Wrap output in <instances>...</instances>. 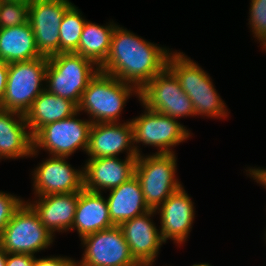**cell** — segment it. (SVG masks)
Masks as SVG:
<instances>
[{
    "instance_id": "obj_1",
    "label": "cell",
    "mask_w": 266,
    "mask_h": 266,
    "mask_svg": "<svg viewBox=\"0 0 266 266\" xmlns=\"http://www.w3.org/2000/svg\"><path fill=\"white\" fill-rule=\"evenodd\" d=\"M167 50L116 26L108 57L99 69L141 90L167 67Z\"/></svg>"
},
{
    "instance_id": "obj_2",
    "label": "cell",
    "mask_w": 266,
    "mask_h": 266,
    "mask_svg": "<svg viewBox=\"0 0 266 266\" xmlns=\"http://www.w3.org/2000/svg\"><path fill=\"white\" fill-rule=\"evenodd\" d=\"M167 68L176 76L182 90L190 98L195 116L226 117L228 110L213 83L201 67L181 52H170Z\"/></svg>"
},
{
    "instance_id": "obj_3",
    "label": "cell",
    "mask_w": 266,
    "mask_h": 266,
    "mask_svg": "<svg viewBox=\"0 0 266 266\" xmlns=\"http://www.w3.org/2000/svg\"><path fill=\"white\" fill-rule=\"evenodd\" d=\"M132 92L140 96L137 87L99 70L82 93L78 112L89 113L92 123L117 122Z\"/></svg>"
},
{
    "instance_id": "obj_4",
    "label": "cell",
    "mask_w": 266,
    "mask_h": 266,
    "mask_svg": "<svg viewBox=\"0 0 266 266\" xmlns=\"http://www.w3.org/2000/svg\"><path fill=\"white\" fill-rule=\"evenodd\" d=\"M95 65L90 59L74 52L48 57L45 81L48 85L45 89L78 106L82 93L100 70L93 67Z\"/></svg>"
},
{
    "instance_id": "obj_5",
    "label": "cell",
    "mask_w": 266,
    "mask_h": 266,
    "mask_svg": "<svg viewBox=\"0 0 266 266\" xmlns=\"http://www.w3.org/2000/svg\"><path fill=\"white\" fill-rule=\"evenodd\" d=\"M176 157L174 153L138 155L135 176L140 182L146 205L156 210L168 197L182 188L175 179Z\"/></svg>"
},
{
    "instance_id": "obj_6",
    "label": "cell",
    "mask_w": 266,
    "mask_h": 266,
    "mask_svg": "<svg viewBox=\"0 0 266 266\" xmlns=\"http://www.w3.org/2000/svg\"><path fill=\"white\" fill-rule=\"evenodd\" d=\"M48 58L40 57L29 61L9 64L8 79L0 109L25 113L33 101L45 89Z\"/></svg>"
},
{
    "instance_id": "obj_7",
    "label": "cell",
    "mask_w": 266,
    "mask_h": 266,
    "mask_svg": "<svg viewBox=\"0 0 266 266\" xmlns=\"http://www.w3.org/2000/svg\"><path fill=\"white\" fill-rule=\"evenodd\" d=\"M53 236L34 209L24 202L2 231L0 245L7 253L34 255L50 246Z\"/></svg>"
},
{
    "instance_id": "obj_8",
    "label": "cell",
    "mask_w": 266,
    "mask_h": 266,
    "mask_svg": "<svg viewBox=\"0 0 266 266\" xmlns=\"http://www.w3.org/2000/svg\"><path fill=\"white\" fill-rule=\"evenodd\" d=\"M73 116L49 123L40 128L33 137L31 156L38 153V148L47 149L52 156L69 157L81 148L87 151L89 132L92 122L76 119Z\"/></svg>"
},
{
    "instance_id": "obj_9",
    "label": "cell",
    "mask_w": 266,
    "mask_h": 266,
    "mask_svg": "<svg viewBox=\"0 0 266 266\" xmlns=\"http://www.w3.org/2000/svg\"><path fill=\"white\" fill-rule=\"evenodd\" d=\"M138 98L150 110L174 119L195 115L190 98L167 67L140 90Z\"/></svg>"
},
{
    "instance_id": "obj_10",
    "label": "cell",
    "mask_w": 266,
    "mask_h": 266,
    "mask_svg": "<svg viewBox=\"0 0 266 266\" xmlns=\"http://www.w3.org/2000/svg\"><path fill=\"white\" fill-rule=\"evenodd\" d=\"M81 241L86 248L76 266H140L131 255L120 226L89 234Z\"/></svg>"
},
{
    "instance_id": "obj_11",
    "label": "cell",
    "mask_w": 266,
    "mask_h": 266,
    "mask_svg": "<svg viewBox=\"0 0 266 266\" xmlns=\"http://www.w3.org/2000/svg\"><path fill=\"white\" fill-rule=\"evenodd\" d=\"M133 127L134 144L141 143L158 147L160 154L174 153L170 147L188 139L190 132L176 119L150 110L145 106L144 114L130 120Z\"/></svg>"
},
{
    "instance_id": "obj_12",
    "label": "cell",
    "mask_w": 266,
    "mask_h": 266,
    "mask_svg": "<svg viewBox=\"0 0 266 266\" xmlns=\"http://www.w3.org/2000/svg\"><path fill=\"white\" fill-rule=\"evenodd\" d=\"M71 5L69 0H33L29 3V23L41 56L48 58L60 53L59 28Z\"/></svg>"
},
{
    "instance_id": "obj_13",
    "label": "cell",
    "mask_w": 266,
    "mask_h": 266,
    "mask_svg": "<svg viewBox=\"0 0 266 266\" xmlns=\"http://www.w3.org/2000/svg\"><path fill=\"white\" fill-rule=\"evenodd\" d=\"M66 158L52 156L34 170L33 186L37 196L79 192L84 188L83 169H73Z\"/></svg>"
},
{
    "instance_id": "obj_14",
    "label": "cell",
    "mask_w": 266,
    "mask_h": 266,
    "mask_svg": "<svg viewBox=\"0 0 266 266\" xmlns=\"http://www.w3.org/2000/svg\"><path fill=\"white\" fill-rule=\"evenodd\" d=\"M131 121L124 123H92L86 153L89 159L117 157L126 150L127 157H138L141 153L134 145ZM128 151V152H127Z\"/></svg>"
},
{
    "instance_id": "obj_15",
    "label": "cell",
    "mask_w": 266,
    "mask_h": 266,
    "mask_svg": "<svg viewBox=\"0 0 266 266\" xmlns=\"http://www.w3.org/2000/svg\"><path fill=\"white\" fill-rule=\"evenodd\" d=\"M137 157L93 158L83 167L84 188L94 192L111 190L135 175Z\"/></svg>"
},
{
    "instance_id": "obj_16",
    "label": "cell",
    "mask_w": 266,
    "mask_h": 266,
    "mask_svg": "<svg viewBox=\"0 0 266 266\" xmlns=\"http://www.w3.org/2000/svg\"><path fill=\"white\" fill-rule=\"evenodd\" d=\"M193 204L182 187L155 210L157 213L160 212V235L164 242L168 239L178 244L186 241L195 215Z\"/></svg>"
},
{
    "instance_id": "obj_17",
    "label": "cell",
    "mask_w": 266,
    "mask_h": 266,
    "mask_svg": "<svg viewBox=\"0 0 266 266\" xmlns=\"http://www.w3.org/2000/svg\"><path fill=\"white\" fill-rule=\"evenodd\" d=\"M154 214L156 211L150 210L120 225L130 253L140 265L155 262L159 248L165 243L159 230L151 222L150 217Z\"/></svg>"
},
{
    "instance_id": "obj_18",
    "label": "cell",
    "mask_w": 266,
    "mask_h": 266,
    "mask_svg": "<svg viewBox=\"0 0 266 266\" xmlns=\"http://www.w3.org/2000/svg\"><path fill=\"white\" fill-rule=\"evenodd\" d=\"M34 203H28L38 214L42 224L50 233L72 228L79 192L38 196Z\"/></svg>"
},
{
    "instance_id": "obj_19",
    "label": "cell",
    "mask_w": 266,
    "mask_h": 266,
    "mask_svg": "<svg viewBox=\"0 0 266 266\" xmlns=\"http://www.w3.org/2000/svg\"><path fill=\"white\" fill-rule=\"evenodd\" d=\"M115 226L109 216L107 199L101 192H94L83 188L79 191L75 218L71 230L77 229L81 239Z\"/></svg>"
},
{
    "instance_id": "obj_20",
    "label": "cell",
    "mask_w": 266,
    "mask_h": 266,
    "mask_svg": "<svg viewBox=\"0 0 266 266\" xmlns=\"http://www.w3.org/2000/svg\"><path fill=\"white\" fill-rule=\"evenodd\" d=\"M27 128L24 114L0 109V159L31 156L33 137Z\"/></svg>"
},
{
    "instance_id": "obj_21",
    "label": "cell",
    "mask_w": 266,
    "mask_h": 266,
    "mask_svg": "<svg viewBox=\"0 0 266 266\" xmlns=\"http://www.w3.org/2000/svg\"><path fill=\"white\" fill-rule=\"evenodd\" d=\"M107 204L110 219L115 226H120L123 222L150 211L135 175L110 190Z\"/></svg>"
},
{
    "instance_id": "obj_22",
    "label": "cell",
    "mask_w": 266,
    "mask_h": 266,
    "mask_svg": "<svg viewBox=\"0 0 266 266\" xmlns=\"http://www.w3.org/2000/svg\"><path fill=\"white\" fill-rule=\"evenodd\" d=\"M78 112V106L65 98L44 89L25 113V120L32 136L43 126L69 118Z\"/></svg>"
},
{
    "instance_id": "obj_23",
    "label": "cell",
    "mask_w": 266,
    "mask_h": 266,
    "mask_svg": "<svg viewBox=\"0 0 266 266\" xmlns=\"http://www.w3.org/2000/svg\"><path fill=\"white\" fill-rule=\"evenodd\" d=\"M42 57L30 23L0 29V60L7 64Z\"/></svg>"
},
{
    "instance_id": "obj_24",
    "label": "cell",
    "mask_w": 266,
    "mask_h": 266,
    "mask_svg": "<svg viewBox=\"0 0 266 266\" xmlns=\"http://www.w3.org/2000/svg\"><path fill=\"white\" fill-rule=\"evenodd\" d=\"M109 24L104 27L86 21L80 37L78 49L74 53L90 59L96 64V67H100L108 57L112 35L117 26L113 23Z\"/></svg>"
},
{
    "instance_id": "obj_25",
    "label": "cell",
    "mask_w": 266,
    "mask_h": 266,
    "mask_svg": "<svg viewBox=\"0 0 266 266\" xmlns=\"http://www.w3.org/2000/svg\"><path fill=\"white\" fill-rule=\"evenodd\" d=\"M86 20L75 5H71L64 13L59 28L60 53H72L78 49L80 37Z\"/></svg>"
},
{
    "instance_id": "obj_26",
    "label": "cell",
    "mask_w": 266,
    "mask_h": 266,
    "mask_svg": "<svg viewBox=\"0 0 266 266\" xmlns=\"http://www.w3.org/2000/svg\"><path fill=\"white\" fill-rule=\"evenodd\" d=\"M29 23V3L0 0V29Z\"/></svg>"
},
{
    "instance_id": "obj_27",
    "label": "cell",
    "mask_w": 266,
    "mask_h": 266,
    "mask_svg": "<svg viewBox=\"0 0 266 266\" xmlns=\"http://www.w3.org/2000/svg\"><path fill=\"white\" fill-rule=\"evenodd\" d=\"M249 24L256 39L266 46V0H251Z\"/></svg>"
},
{
    "instance_id": "obj_28",
    "label": "cell",
    "mask_w": 266,
    "mask_h": 266,
    "mask_svg": "<svg viewBox=\"0 0 266 266\" xmlns=\"http://www.w3.org/2000/svg\"><path fill=\"white\" fill-rule=\"evenodd\" d=\"M24 203L19 197L0 192V236L5 226L8 224L14 213Z\"/></svg>"
},
{
    "instance_id": "obj_29",
    "label": "cell",
    "mask_w": 266,
    "mask_h": 266,
    "mask_svg": "<svg viewBox=\"0 0 266 266\" xmlns=\"http://www.w3.org/2000/svg\"><path fill=\"white\" fill-rule=\"evenodd\" d=\"M34 261V255L7 253L6 266H34Z\"/></svg>"
},
{
    "instance_id": "obj_30",
    "label": "cell",
    "mask_w": 266,
    "mask_h": 266,
    "mask_svg": "<svg viewBox=\"0 0 266 266\" xmlns=\"http://www.w3.org/2000/svg\"><path fill=\"white\" fill-rule=\"evenodd\" d=\"M34 266H76L75 260L65 257H47L39 258L35 257Z\"/></svg>"
},
{
    "instance_id": "obj_31",
    "label": "cell",
    "mask_w": 266,
    "mask_h": 266,
    "mask_svg": "<svg viewBox=\"0 0 266 266\" xmlns=\"http://www.w3.org/2000/svg\"><path fill=\"white\" fill-rule=\"evenodd\" d=\"M8 69L9 64L0 60V102L3 99L7 85Z\"/></svg>"
},
{
    "instance_id": "obj_32",
    "label": "cell",
    "mask_w": 266,
    "mask_h": 266,
    "mask_svg": "<svg viewBox=\"0 0 266 266\" xmlns=\"http://www.w3.org/2000/svg\"><path fill=\"white\" fill-rule=\"evenodd\" d=\"M249 175L256 180L257 183L266 187V169H249Z\"/></svg>"
},
{
    "instance_id": "obj_33",
    "label": "cell",
    "mask_w": 266,
    "mask_h": 266,
    "mask_svg": "<svg viewBox=\"0 0 266 266\" xmlns=\"http://www.w3.org/2000/svg\"><path fill=\"white\" fill-rule=\"evenodd\" d=\"M7 252L0 245V266H6Z\"/></svg>"
},
{
    "instance_id": "obj_34",
    "label": "cell",
    "mask_w": 266,
    "mask_h": 266,
    "mask_svg": "<svg viewBox=\"0 0 266 266\" xmlns=\"http://www.w3.org/2000/svg\"><path fill=\"white\" fill-rule=\"evenodd\" d=\"M192 266H211L208 263H202V264H193Z\"/></svg>"
},
{
    "instance_id": "obj_35",
    "label": "cell",
    "mask_w": 266,
    "mask_h": 266,
    "mask_svg": "<svg viewBox=\"0 0 266 266\" xmlns=\"http://www.w3.org/2000/svg\"><path fill=\"white\" fill-rule=\"evenodd\" d=\"M10 1H23V2H26V3H31L33 0H10Z\"/></svg>"
},
{
    "instance_id": "obj_36",
    "label": "cell",
    "mask_w": 266,
    "mask_h": 266,
    "mask_svg": "<svg viewBox=\"0 0 266 266\" xmlns=\"http://www.w3.org/2000/svg\"><path fill=\"white\" fill-rule=\"evenodd\" d=\"M153 263H146L144 266H152Z\"/></svg>"
}]
</instances>
